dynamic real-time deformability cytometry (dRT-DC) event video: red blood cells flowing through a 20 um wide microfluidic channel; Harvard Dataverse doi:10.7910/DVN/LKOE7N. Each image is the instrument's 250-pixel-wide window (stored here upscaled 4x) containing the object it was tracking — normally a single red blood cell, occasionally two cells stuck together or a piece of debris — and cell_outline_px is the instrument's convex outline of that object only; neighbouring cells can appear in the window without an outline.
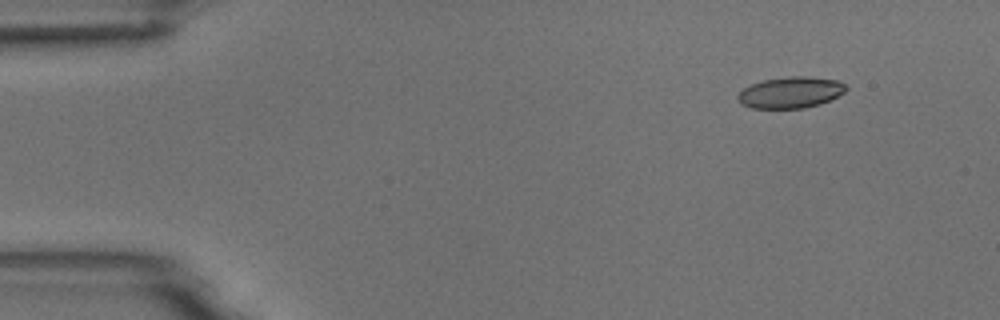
{"species": "common noctule bat (a hibernating species)", "species_latin": "Nyctalus noctula", "temperature_condition": "room temperature", "stored_images_in_passage": 4, "camera_frame_rate_fps": 3000, "um_per_image_px": 0.085, "animal": {"sex": "male", "body_mass_g": 18.8}, "frame": {"image": 1, "passage_image": 1, "time_ms": 0.0, "image_size_px": [1000, 320], "cell_outline_px": [[848, 88], [844, 92], [820, 104], [804, 108], [752, 108], [740, 104], [736, 96], [744, 88], [752, 84], [764, 80], [792, 76], [808, 76], [840, 80]], "centroid_in_image_um": [67.2, 7.86], "position_along_channel_um": 17.8, "area_um2": 19.65}}
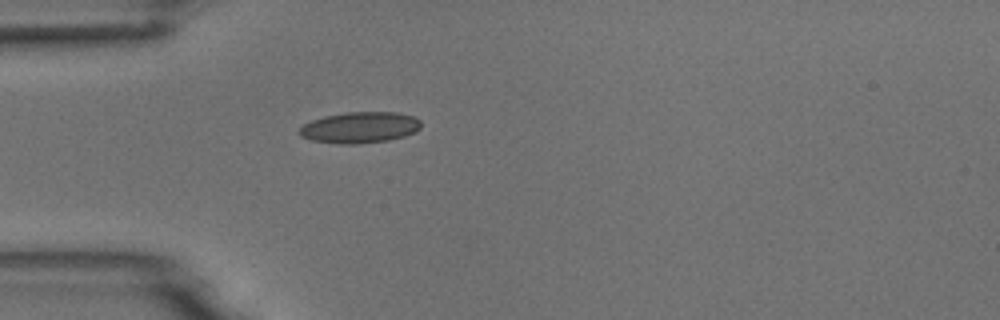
{"frame": {"image": 2, "passage_image": 4, "time_ms": 3.333, "image_size_px": [1000, 320], "cell_outline_px": [[420, 128], [416, 132], [404, 136], [388, 140], [356, 144], [340, 144], [312, 140], [300, 136], [296, 132], [304, 124], [312, 120], [324, 116], [348, 112], [396, 112], [412, 116], [420, 120]], "centroid_in_image_um": [30.57, 10.84], "position_along_channel_um": 54.4, "area_um2": 22.08}}